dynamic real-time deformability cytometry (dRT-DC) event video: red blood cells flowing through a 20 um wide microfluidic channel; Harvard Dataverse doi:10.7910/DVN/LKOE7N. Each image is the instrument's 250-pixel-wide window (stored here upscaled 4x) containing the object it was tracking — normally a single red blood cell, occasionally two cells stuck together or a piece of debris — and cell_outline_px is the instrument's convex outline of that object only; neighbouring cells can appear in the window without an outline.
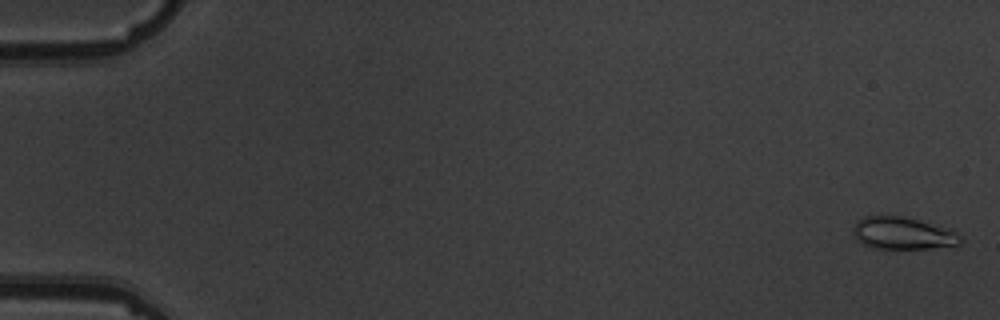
{"species": "common noctule bat (a hibernating species)", "species_latin": "Nyctalus noctula", "temperature_condition": "warm", "stored_images_in_passage": 5, "camera_frame_rate_fps": 3000, "um_per_image_px": 0.085, "animal": {"sex": "male", "body_mass_g": 19.5, "forearm_length_mm": 54.6}, "frame": {"image": 1, "passage_image": 1, "time_ms": 0.0, "image_size_px": [1000, 320], "cell_outline_px": [[964, 240], [960, 244], [932, 248], [876, 248], [864, 244], [856, 240], [852, 232], [852, 228], [864, 216], [904, 216], [952, 228]], "centroid_in_image_um": [76.78, 19.82], "position_along_channel_um": 8.2, "area_um2": 20.29}}
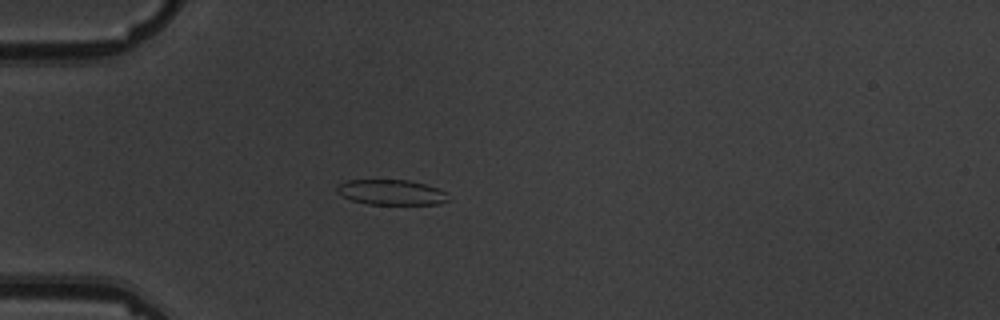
{"frame": {"image": 2, "passage_image": 5, "time_ms": 5.333, "image_size_px": [1000, 320], "cell_outline_px": [[452, 200], [440, 204], [368, 204], [352, 200], [336, 192], [336, 188], [340, 184], [348, 180], [408, 180], [424, 184], [436, 188], [444, 192]], "centroid_in_image_um": [33.28, 16.35], "position_along_channel_um": 51.7, "area_um2": 16.24}}